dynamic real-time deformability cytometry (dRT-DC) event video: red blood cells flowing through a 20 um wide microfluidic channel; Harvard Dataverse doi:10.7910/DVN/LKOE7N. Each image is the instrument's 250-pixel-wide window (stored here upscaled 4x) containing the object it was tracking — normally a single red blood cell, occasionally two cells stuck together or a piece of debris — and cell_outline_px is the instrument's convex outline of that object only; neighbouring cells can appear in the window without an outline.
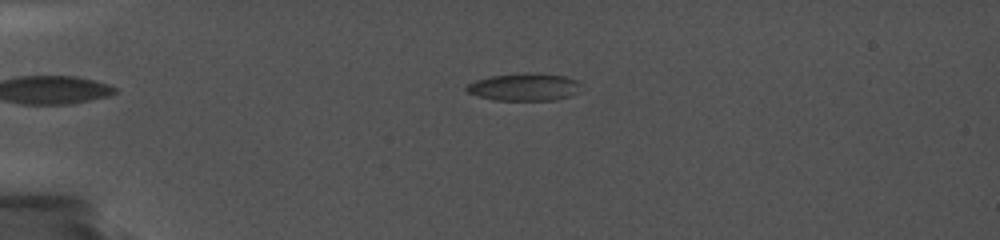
{"species": "common noctule bat (a hibernating species)", "species_latin": "Nyctalus noctula", "temperature_condition": "cold", "stored_images_in_passage": 34, "camera_frame_rate_fps": 5000, "um_per_image_px": 0.085, "animal": {"sex": "female", "body_mass_g": 19.0, "forearm_length_mm": 56.7}, "frame": {"image": 1, "passage_image": 2, "time_ms": 0.6, "image_size_px": [1000, 240], "cell_outline_px": [[580, 92], [556, 100], [496, 100], [480, 96], [468, 92], [464, 88], [468, 84], [476, 80], [492, 76], [524, 72], [564, 76], [576, 80], [580, 84]], "centroid_in_image_um": [44.58, 7.39], "position_along_channel_um": 40.4, "area_um2": 18.21}}
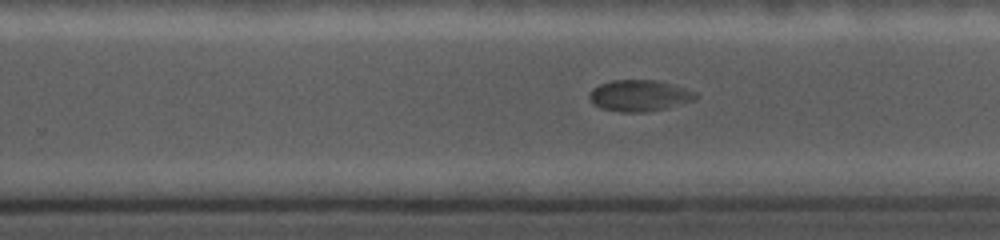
{"frame": {"image": 2, "passage_image": 21, "time_ms": 8.4, "image_size_px": [1000, 240], "cell_outline_px": [[700, 96], [696, 100], [648, 112], [620, 112], [600, 108], [592, 104], [588, 96], [588, 92], [592, 88], [600, 84], [612, 80], [656, 80], [672, 84], [696, 92]], "centroid_in_image_um": [54.32, 8.13], "position_along_channel_um": 275.5, "area_um2": 19.59}}
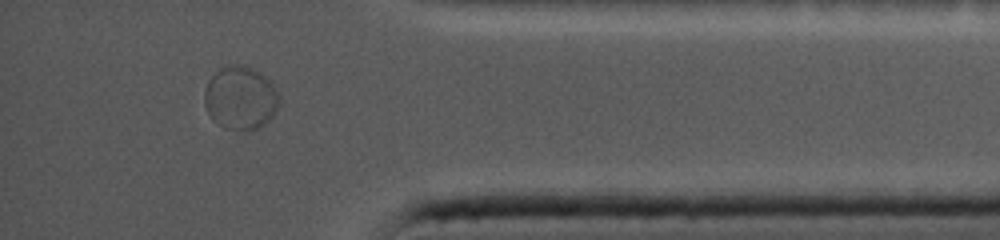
{"frame": {"image": 3, "passage_image": 31, "time_ms": 12.4, "image_size_px": [1000, 240], "cell_outline_px": [[280, 104], [272, 116], [264, 124], [256, 128], [244, 132], [240, 132], [224, 128], [216, 124], [212, 120], [204, 104], [204, 92], [208, 80], [220, 68], [228, 64], [244, 64], [260, 72], [276, 88], [280, 96]], "centroid_in_image_um": [20.43, 8.34], "position_along_channel_um": 414.8, "area_um2": 28.09}}